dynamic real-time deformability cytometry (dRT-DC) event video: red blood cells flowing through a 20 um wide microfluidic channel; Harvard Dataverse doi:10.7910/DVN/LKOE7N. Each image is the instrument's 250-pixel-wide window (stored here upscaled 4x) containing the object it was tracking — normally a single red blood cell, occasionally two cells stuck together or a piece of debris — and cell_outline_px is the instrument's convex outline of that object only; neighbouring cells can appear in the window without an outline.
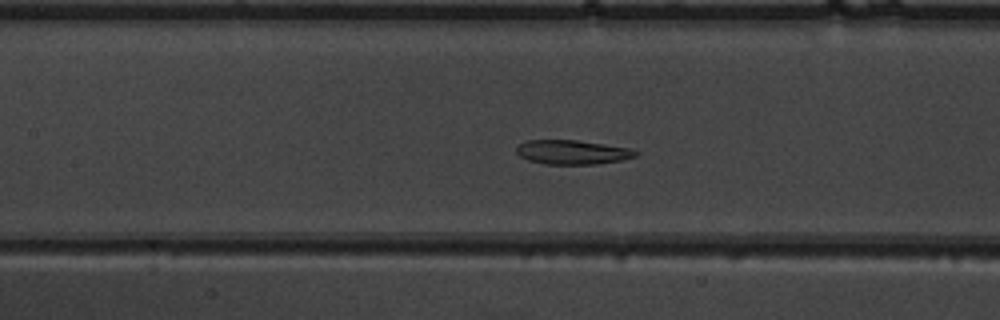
{"species": "common noctule bat (a hibernating species)", "species_latin": "Nyctalus noctula", "temperature_condition": "warm", "stored_images_in_passage": 51, "camera_frame_rate_fps": 3000, "um_per_image_px": 0.085, "animal": {"sex": "male", "body_mass_g": 19.5, "forearm_length_mm": 54.6}, "frame": {"image": 1, "passage_image": 23, "time_ms": 7.333, "image_size_px": [1000, 320], "cell_outline_px": [[640, 152], [636, 156], [620, 160], [596, 164], [544, 164], [528, 160], [520, 156], [516, 152], [516, 148], [524, 140], [576, 140], [604, 144], [628, 148]], "centroid_in_image_um": [48.62, 12.93], "position_along_channel_um": 158.8, "area_um2": 16.76}}
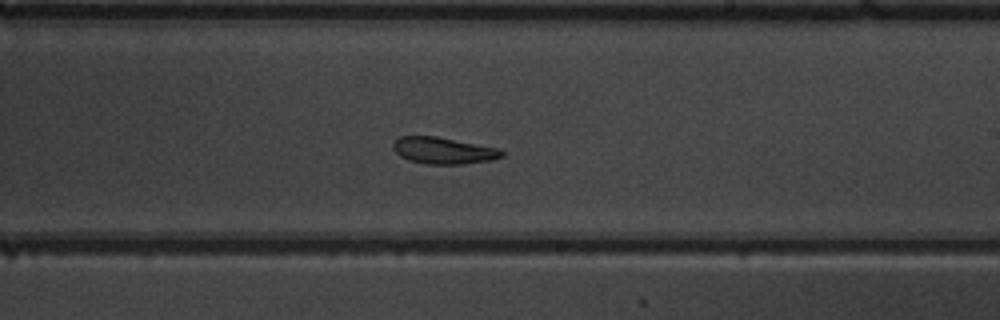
{"frame": {"image": 2, "passage_image": 30, "time_ms": 9.667, "image_size_px": [1000, 320], "cell_outline_px": [[504, 156], [492, 160], [460, 164], [428, 164], [408, 160], [400, 156], [392, 148], [392, 144], [400, 136], [436, 136], [500, 148], [504, 152]], "centroid_in_image_um": [37.7, 12.79], "position_along_channel_um": 251.3, "area_um2": 16.94}}
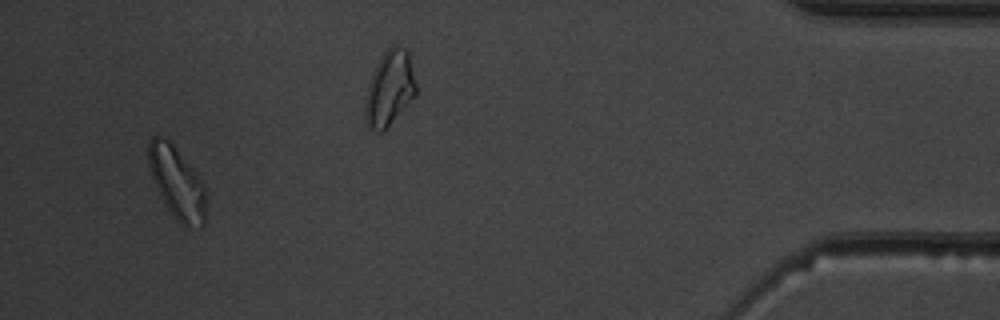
{"frame": {"image": 3, "passage_image": 48, "time_ms": 15.667, "image_size_px": [1000, 320], "cell_outline_px": [[208, 196], [204, 224], [200, 228], [184, 228], [176, 220], [164, 204], [156, 188], [148, 164], [148, 140], [152, 136], [160, 136], [168, 140], [172, 144], [200, 176]], "centroid_in_image_um": [15.07, 15.59], "position_along_channel_um": 420.1, "area_um2": 24.74}, "authors_computed_cell_mechanics": {"area_um2": 19.8254, "velocity_mm_per_s": 3.9767, "shape_relaxation_time_tau1_ms": 10.8835, "shape_relaxation_time_tau2_ms": 4.2135, "deformation_change_tau1": 0.2331, "deformation_change_tau2": 0.1171}}